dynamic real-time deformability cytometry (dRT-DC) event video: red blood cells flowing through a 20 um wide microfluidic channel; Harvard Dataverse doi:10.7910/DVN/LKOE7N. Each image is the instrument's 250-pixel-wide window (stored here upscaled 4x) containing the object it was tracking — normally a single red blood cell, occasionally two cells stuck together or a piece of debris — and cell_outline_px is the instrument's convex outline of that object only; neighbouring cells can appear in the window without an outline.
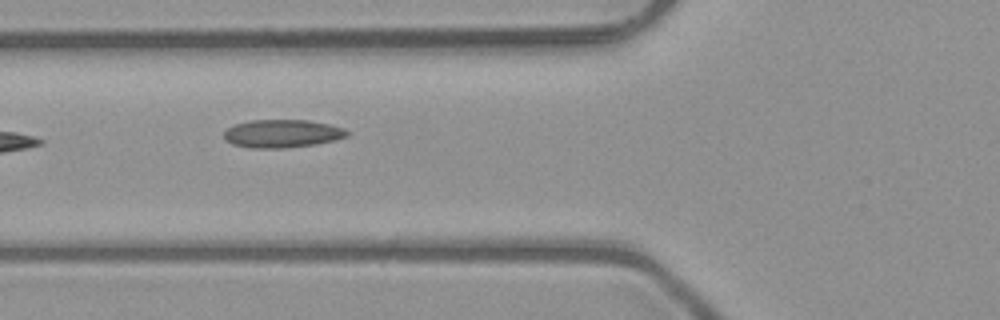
{"species": "common noctule bat (a hibernating species)", "species_latin": "Nyctalus noctula", "temperature_condition": "room temperature", "stored_images_in_passage": 7, "camera_frame_rate_fps": 3000, "um_per_image_px": 0.085, "animal": {"sex": "male", "body_mass_g": 23.1, "forearm_length_mm": 52.7}, "frame": {"image": 1, "passage_image": 6, "time_ms": 1.667, "image_size_px": [1000, 320], "cell_outline_px": [[348, 136], [332, 140], [312, 144], [284, 148], [248, 148], [232, 144], [224, 140], [224, 132], [228, 128], [236, 124], [252, 120], [308, 120], [328, 124], [344, 128], [348, 132]], "centroid_in_image_um": [23.94, 11.35], "position_along_channel_um": 101.9, "area_um2": 19.94}}
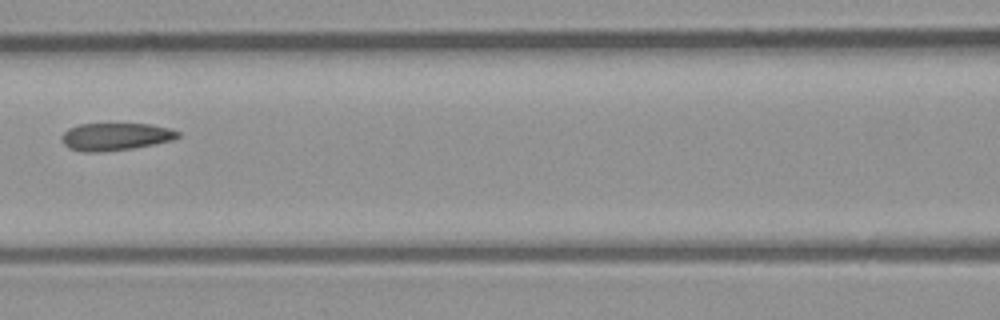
{"frame": {"image": 2, "passage_image": 7, "time_ms": 2.0, "image_size_px": [1000, 320], "cell_outline_px": [[180, 136], [172, 140], [132, 148], [100, 152], [84, 152], [68, 148], [60, 140], [60, 136], [68, 128], [80, 124], [148, 124], [168, 128], [180, 132]], "centroid_in_image_um": [9.76, 11.61], "position_along_channel_um": 156.8, "area_um2": 18.55}}